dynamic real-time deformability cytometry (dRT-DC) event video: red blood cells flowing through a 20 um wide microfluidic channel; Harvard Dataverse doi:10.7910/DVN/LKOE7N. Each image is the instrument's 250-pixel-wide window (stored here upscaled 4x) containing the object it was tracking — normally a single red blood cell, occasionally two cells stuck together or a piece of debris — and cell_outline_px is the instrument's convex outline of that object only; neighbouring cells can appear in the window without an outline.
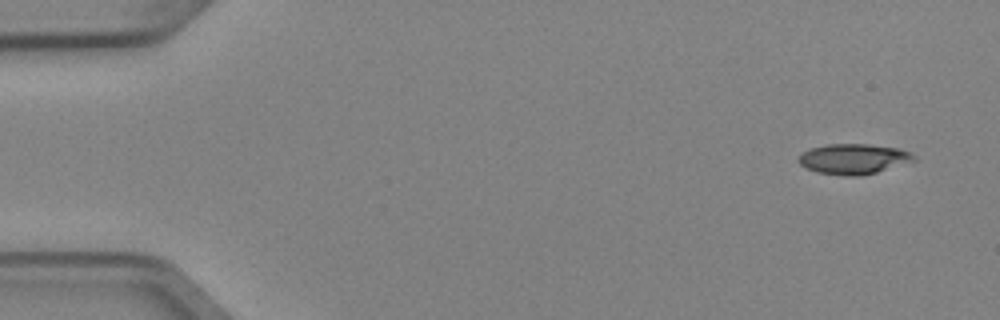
{"species": "Egyptian fruit bat (a non-hibernating species)", "species_latin": "Rousettus aegyptiacus", "temperature_condition": "cold", "stored_images_in_passage": 6, "camera_frame_rate_fps": 3000, "um_per_image_px": 0.085, "animal": {"sex": "female"}, "frame": {"image": 1, "passage_image": 1, "time_ms": 0.0, "image_size_px": [1000, 320], "cell_outline_px": [[916, 160], [876, 172], [860, 176], [844, 176], [816, 172], [800, 164], [796, 160], [796, 156], [800, 152], [808, 148], [828, 144], [868, 144], [900, 148], [912, 152], [916, 156]], "centroid_in_image_um": [72.51, 13.5], "position_along_channel_um": 12.5, "area_um2": 20.69}}
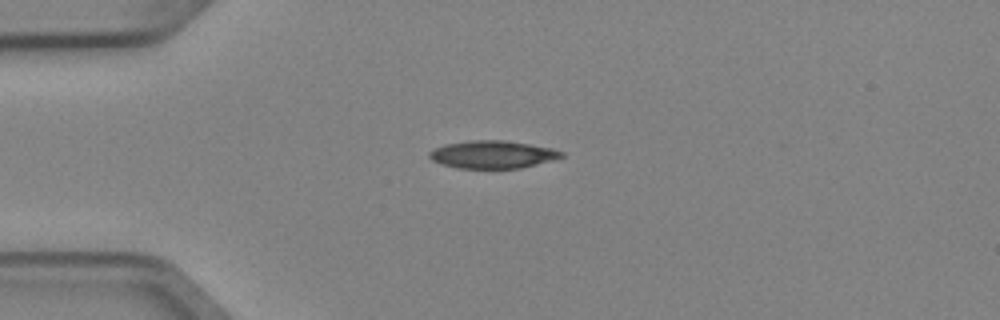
{"frame": {"image": 2, "passage_image": 4, "time_ms": 1.0, "image_size_px": [1000, 320], "cell_outline_px": [[564, 156], [552, 160], [520, 168], [456, 168], [440, 164], [432, 160], [428, 156], [428, 152], [444, 144], [468, 140], [504, 140], [552, 148], [564, 152]], "centroid_in_image_um": [41.83, 13.13], "position_along_channel_um": 43.2, "area_um2": 21.33}}
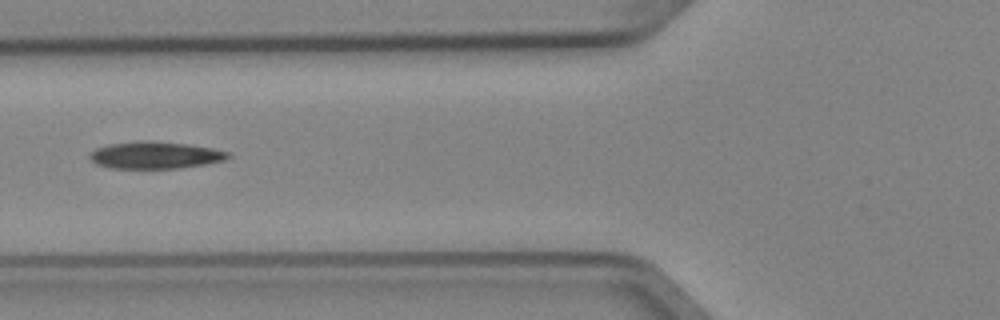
{"frame": {"image": 3, "passage_image": 6, "time_ms": 1.667, "image_size_px": [1000, 320], "cell_outline_px": [[232, 156], [224, 160], [204, 164], [180, 168], [112, 168], [96, 164], [88, 156], [96, 148], [108, 144], [140, 140], [188, 144], [212, 148], [228, 152]], "centroid_in_image_um": [13.18, 13.18], "position_along_channel_um": 112.6, "area_um2": 21.68}}